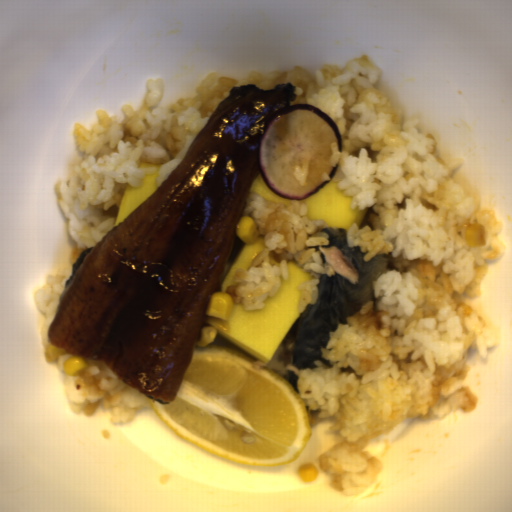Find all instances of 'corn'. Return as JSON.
Here are the masks:
<instances>
[{"mask_svg":"<svg viewBox=\"0 0 512 512\" xmlns=\"http://www.w3.org/2000/svg\"><path fill=\"white\" fill-rule=\"evenodd\" d=\"M86 361L83 357H70L64 364L65 375L75 376L80 374L86 368Z\"/></svg>","mask_w":512,"mask_h":512,"instance_id":"5cfa1b94","label":"corn"},{"mask_svg":"<svg viewBox=\"0 0 512 512\" xmlns=\"http://www.w3.org/2000/svg\"><path fill=\"white\" fill-rule=\"evenodd\" d=\"M66 352H68V351L62 350V349L50 344L45 353V361H49V362L54 361L59 356H61L62 354L66 353Z\"/></svg>","mask_w":512,"mask_h":512,"instance_id":"79e197a2","label":"corn"},{"mask_svg":"<svg viewBox=\"0 0 512 512\" xmlns=\"http://www.w3.org/2000/svg\"><path fill=\"white\" fill-rule=\"evenodd\" d=\"M236 236L246 245H253L260 238V230L253 218L242 215L235 231Z\"/></svg>","mask_w":512,"mask_h":512,"instance_id":"f1292c28","label":"corn"},{"mask_svg":"<svg viewBox=\"0 0 512 512\" xmlns=\"http://www.w3.org/2000/svg\"><path fill=\"white\" fill-rule=\"evenodd\" d=\"M217 333L215 327H202L196 346L206 347L216 339Z\"/></svg>","mask_w":512,"mask_h":512,"instance_id":"2b8c4276","label":"corn"},{"mask_svg":"<svg viewBox=\"0 0 512 512\" xmlns=\"http://www.w3.org/2000/svg\"><path fill=\"white\" fill-rule=\"evenodd\" d=\"M317 476H318V470H317L316 466H314L310 463L306 464V465L298 466L296 477H297L298 481L301 482L302 484L308 483V482H313L314 480H316Z\"/></svg>","mask_w":512,"mask_h":512,"instance_id":"cfcad685","label":"corn"},{"mask_svg":"<svg viewBox=\"0 0 512 512\" xmlns=\"http://www.w3.org/2000/svg\"><path fill=\"white\" fill-rule=\"evenodd\" d=\"M233 305L234 301L228 293L214 292L210 295L206 315L226 320L233 310Z\"/></svg>","mask_w":512,"mask_h":512,"instance_id":"51d56268","label":"corn"}]
</instances>
